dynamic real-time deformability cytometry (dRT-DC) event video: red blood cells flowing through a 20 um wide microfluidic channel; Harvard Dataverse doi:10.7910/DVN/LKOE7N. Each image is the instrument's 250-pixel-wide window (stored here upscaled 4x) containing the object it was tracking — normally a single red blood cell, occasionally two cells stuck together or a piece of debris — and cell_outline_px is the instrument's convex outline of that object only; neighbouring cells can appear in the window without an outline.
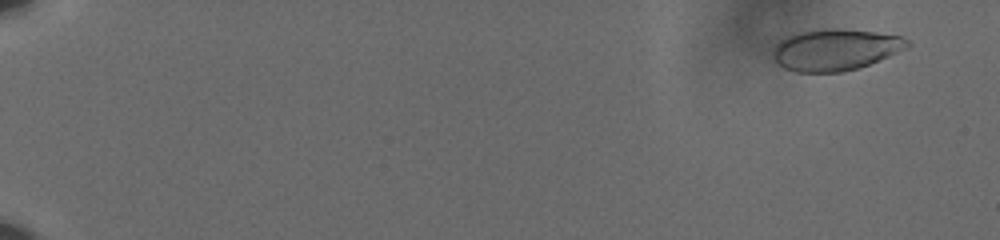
{"species": "human", "species_latin": "Homo sapiens", "temperature_condition": "cold", "stored_images_in_passage": 61, "camera_frame_rate_fps": 3000, "um_per_image_px": 0.085, "donor": {"sex": "male"}, "frame": {"image": 1, "passage_image": 5, "time_ms": 1.333, "image_size_px": [1000, 240], "cell_outline_px": [[912, 44], [908, 48], [860, 68], [840, 72], [796, 72], [784, 68], [772, 56], [772, 48], [784, 36], [796, 32], [824, 28], [840, 28], [876, 32], [900, 36], [908, 40]], "centroid_in_image_um": [70.99, 4.21], "position_along_channel_um": 14.0, "area_um2": 32.89}}
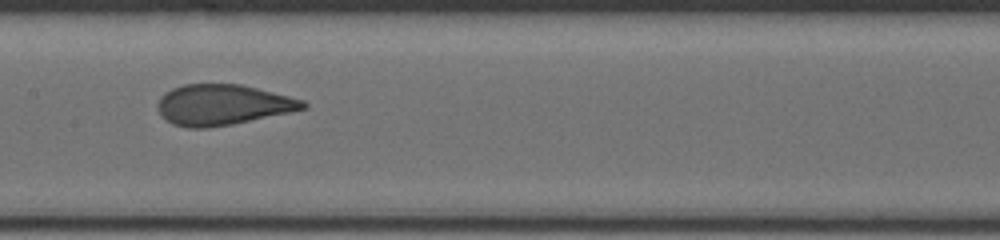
{"frame": {"image": 2, "passage_image": 35, "time_ms": 11.333, "image_size_px": [1000, 240], "cell_outline_px": [[308, 108], [292, 112], [232, 124], [208, 128], [188, 128], [172, 124], [164, 120], [156, 104], [160, 96], [164, 92], [172, 88], [184, 84], [240, 84], [304, 100], [308, 104]], "centroid_in_image_um": [18.9, 8.91], "position_along_channel_um": 188.5, "area_um2": 34.56}}
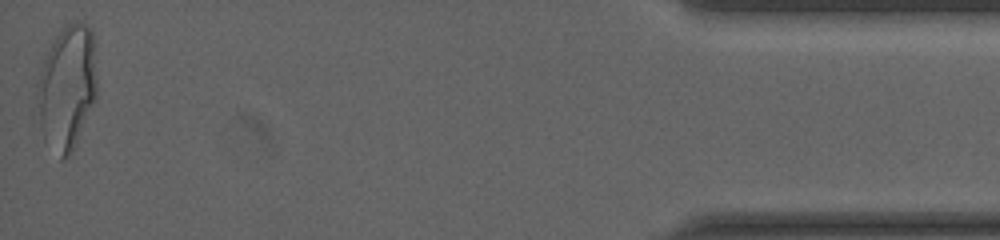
{"frame": {"image": 3, "passage_image": 61, "time_ms": 20.0, "image_size_px": [1000, 240], "cell_outline_px": [[96, 100], [76, 144], [72, 152], [68, 156], [60, 160], [44, 140], [40, 124], [36, 96], [36, 80], [48, 48], [52, 40], [60, 28], [64, 24], [76, 20], [84, 20], [92, 32], [96, 80]], "centroid_in_image_um": [5.67, 7.41], "position_along_channel_um": 429.5, "area_um2": 44.1}, "authors_computed_cell_mechanics": {"area_um2": 34.102, "velocity_mm_per_s": 3.6251, "shape_relaxation_time_tau1_ms": 5.2486, "shape_relaxation_time_tau2_ms": null, "deformation_change_tau1": 0.1681, "deformation_change_tau2": null}}